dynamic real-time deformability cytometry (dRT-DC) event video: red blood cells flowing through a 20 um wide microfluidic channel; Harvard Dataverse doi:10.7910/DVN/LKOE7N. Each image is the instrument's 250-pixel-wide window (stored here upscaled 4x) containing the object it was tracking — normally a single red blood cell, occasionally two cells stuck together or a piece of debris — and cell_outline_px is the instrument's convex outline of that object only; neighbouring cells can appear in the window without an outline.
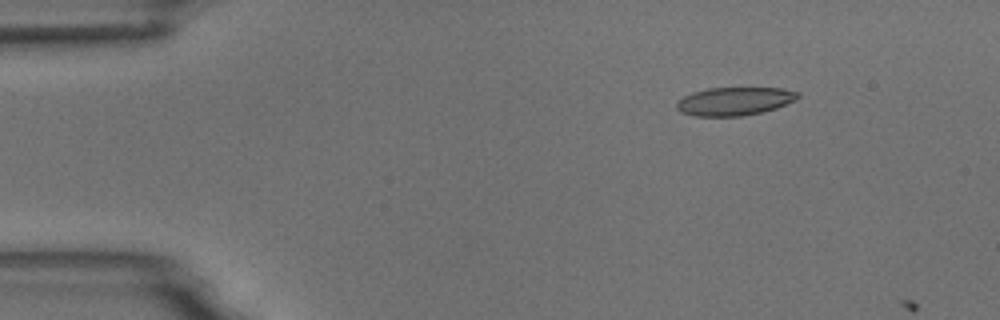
{"species": "common noctule bat (a hibernating species)", "species_latin": "Nyctalus noctula", "temperature_condition": "room temperature", "stored_images_in_passage": 4, "camera_frame_rate_fps": 3000, "um_per_image_px": 0.085, "animal": {"sex": "male", "body_mass_g": 18.8}, "frame": {"image": 1, "passage_image": 3, "time_ms": 2.333, "image_size_px": [1000, 320], "cell_outline_px": [[800, 96], [796, 100], [776, 108], [760, 112], [740, 116], [692, 116], [680, 112], [676, 108], [676, 104], [684, 96], [692, 92], [708, 88], [784, 88], [800, 92]], "centroid_in_image_um": [62.44, 8.6], "position_along_channel_um": 22.6, "area_um2": 20.0}}